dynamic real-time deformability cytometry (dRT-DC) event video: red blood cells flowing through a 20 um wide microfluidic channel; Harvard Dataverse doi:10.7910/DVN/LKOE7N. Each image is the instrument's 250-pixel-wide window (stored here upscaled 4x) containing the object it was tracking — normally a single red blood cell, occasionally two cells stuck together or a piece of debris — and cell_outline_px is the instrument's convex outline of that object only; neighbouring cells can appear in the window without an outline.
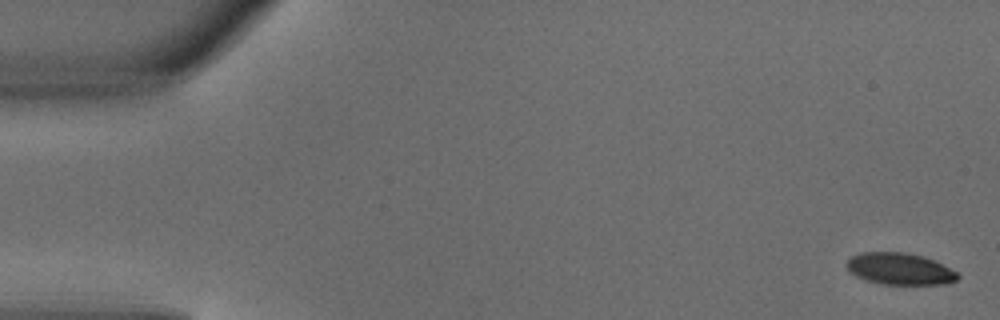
{"species": "common noctule bat (a hibernating species)", "species_latin": "Nyctalus noctula", "temperature_condition": "warm", "stored_images_in_passage": 4, "camera_frame_rate_fps": 3000, "um_per_image_px": 0.085, "animal": {"sex": "male", "body_mass_g": 18.8}, "frame": {"image": 1, "passage_image": 1, "time_ms": 0.0, "image_size_px": [1000, 320], "cell_outline_px": [[960, 276], [956, 280], [948, 284], [884, 284], [864, 280], [848, 272], [844, 264], [852, 256], [860, 252], [904, 252], [920, 256], [932, 260], [956, 272]], "centroid_in_image_um": [76.41, 22.86], "position_along_channel_um": 8.6, "area_um2": 20.46}}
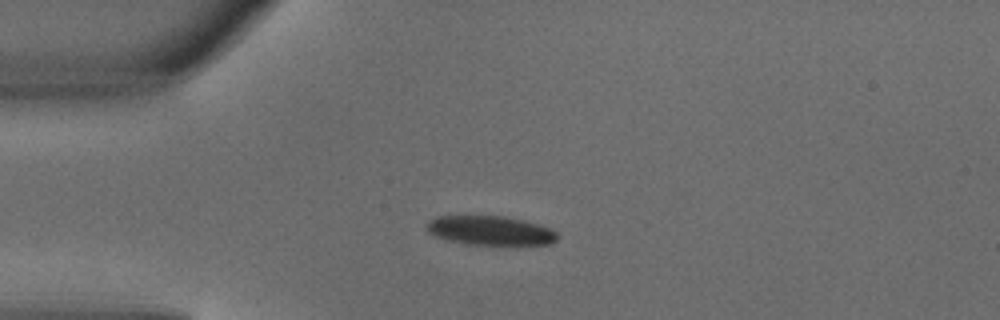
{"frame": {"image": 2, "passage_image": 4, "time_ms": 1.0, "image_size_px": [1000, 320], "cell_outline_px": [[556, 240], [552, 244], [500, 248], [468, 244], [448, 240], [436, 236], [428, 232], [428, 220], [436, 216], [504, 216], [524, 220], [552, 228], [556, 232]], "centroid_in_image_um": [41.76, 19.65], "position_along_channel_um": 43.2, "area_um2": 23.24}}